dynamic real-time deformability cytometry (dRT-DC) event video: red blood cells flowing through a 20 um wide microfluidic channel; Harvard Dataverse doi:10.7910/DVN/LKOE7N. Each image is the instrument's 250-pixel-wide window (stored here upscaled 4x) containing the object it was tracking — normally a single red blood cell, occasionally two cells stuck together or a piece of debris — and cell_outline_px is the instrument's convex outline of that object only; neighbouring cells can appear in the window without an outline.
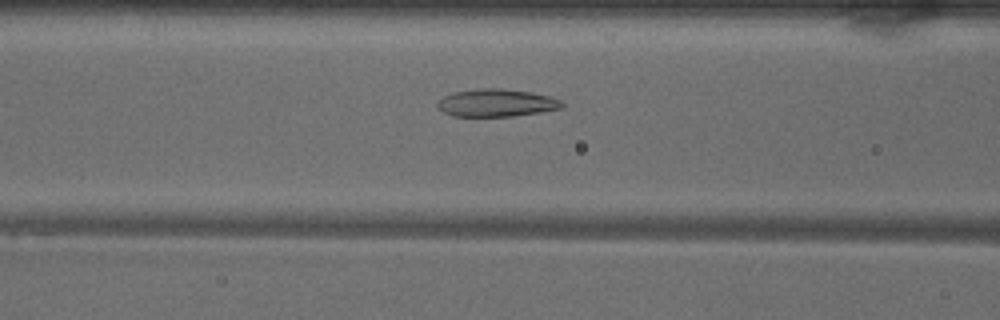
{"species": "common noctule bat (a hibernating species)", "species_latin": "Nyctalus noctula", "temperature_condition": "warm", "stored_images_in_passage": 39, "camera_frame_rate_fps": 3000, "um_per_image_px": 0.085, "animal": {"sex": "male", "body_mass_g": 18.8}, "frame": {"image": 1, "passage_image": 9, "time_ms": 2.667, "image_size_px": [1000, 320], "cell_outline_px": [[564, 104], [560, 108], [540, 112], [512, 116], [452, 116], [436, 108], [436, 104], [444, 96], [452, 92], [480, 88], [500, 88], [532, 92], [548, 96], [560, 100]], "centroid_in_image_um": [42.15, 8.74], "position_along_channel_um": 124.4, "area_um2": 20.0}}
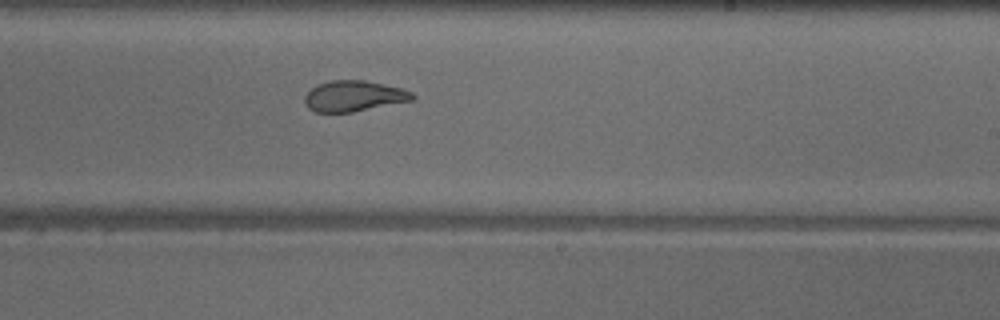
{"frame": {"image": 2, "passage_image": 19, "time_ms": 6.0, "image_size_px": [1000, 320], "cell_outline_px": [[416, 96], [412, 100], [352, 112], [316, 112], [308, 108], [304, 104], [304, 96], [316, 84], [328, 80], [364, 80], [400, 88], [412, 92]], "centroid_in_image_um": [30.03, 8.16], "position_along_channel_um": 259.0, "area_um2": 19.25}}
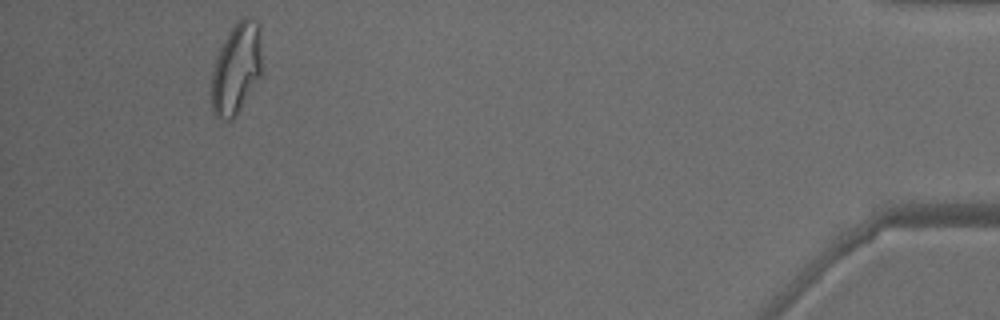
{"frame": {"image": 3, "passage_image": 36, "time_ms": 11.667, "image_size_px": [1000, 320], "cell_outline_px": [[260, 76], [236, 116], [232, 120], [224, 120], [216, 116], [212, 112], [212, 72], [220, 48], [228, 32], [244, 16], [248, 16], [260, 24]], "centroid_in_image_um": [20.08, 5.84], "position_along_channel_um": 415.1, "area_um2": 26.36}, "authors_computed_cell_mechanics": {"area_um2": 21.1548, "velocity_mm_per_s": 4.0391, "shape_relaxation_time_tau1_ms": null, "shape_relaxation_time_tau2_ms": 1.9394, "deformation_change_tau1": null, "deformation_change_tau2": 0.0781}}